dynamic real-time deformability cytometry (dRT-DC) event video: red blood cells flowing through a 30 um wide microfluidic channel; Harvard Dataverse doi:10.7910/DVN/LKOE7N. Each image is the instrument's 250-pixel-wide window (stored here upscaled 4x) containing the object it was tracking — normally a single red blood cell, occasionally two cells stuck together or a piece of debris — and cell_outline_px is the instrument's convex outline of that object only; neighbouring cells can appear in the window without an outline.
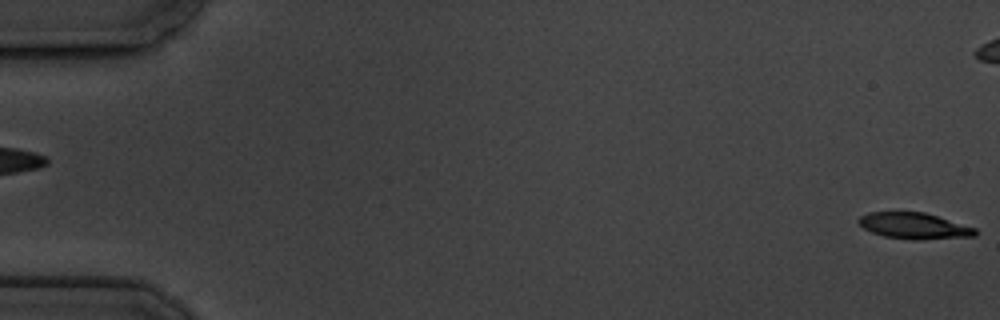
{"species": "common noctule bat (a hibernating species)", "species_latin": "Nyctalus noctula", "temperature_condition": "cold", "stored_images_in_passage": 5, "camera_frame_rate_fps": 3000, "um_per_image_px": 0.085, "animal": {"sex": "male", "body_mass_g": 19.5, "forearm_length_mm": 54.6}, "frame": {"image": 1, "passage_image": 1, "time_ms": 0.0, "image_size_px": [1000, 320], "cell_outline_px": [[976, 236], [916, 240], [912, 240], [884, 236], [872, 232], [864, 228], [856, 220], [860, 216], [868, 212], [924, 212], [976, 228]], "centroid_in_image_um": [77.68, 19.2], "position_along_channel_um": 7.3, "area_um2": 17.69}}